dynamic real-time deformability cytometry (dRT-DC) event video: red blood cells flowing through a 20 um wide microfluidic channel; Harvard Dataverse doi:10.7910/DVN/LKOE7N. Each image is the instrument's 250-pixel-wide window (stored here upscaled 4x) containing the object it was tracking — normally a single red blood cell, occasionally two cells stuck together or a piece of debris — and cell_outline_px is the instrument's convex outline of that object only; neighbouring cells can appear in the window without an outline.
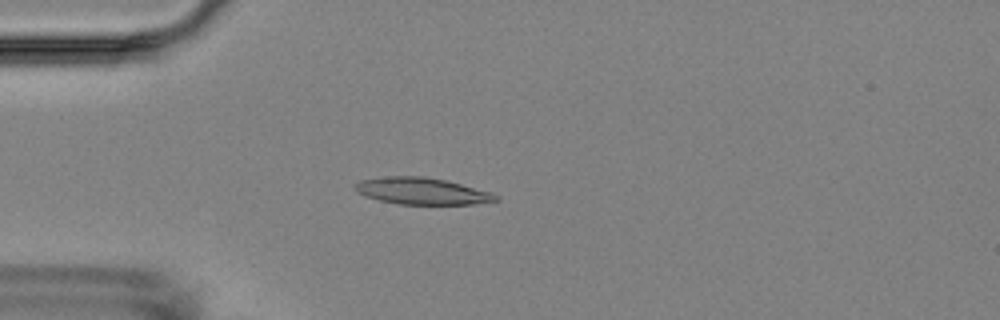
{"species": "Egyptian fruit bat (a non-hibernating species)", "species_latin": "Rousettus aegyptiacus", "temperature_condition": "room temperature", "stored_images_in_passage": 5, "camera_frame_rate_fps": 3000, "um_per_image_px": 0.085, "animal": {"sex": "female"}, "frame": {"image": 1, "passage_image": 5, "time_ms": 4.667, "image_size_px": [1000, 320], "cell_outline_px": [[500, 200], [472, 204], [400, 204], [380, 200], [364, 196], [356, 192], [352, 188], [352, 184], [360, 180], [388, 176], [420, 176], [444, 180], [492, 192], [500, 196]], "centroid_in_image_um": [35.82, 16.24], "position_along_channel_um": 49.2, "area_um2": 21.96}}